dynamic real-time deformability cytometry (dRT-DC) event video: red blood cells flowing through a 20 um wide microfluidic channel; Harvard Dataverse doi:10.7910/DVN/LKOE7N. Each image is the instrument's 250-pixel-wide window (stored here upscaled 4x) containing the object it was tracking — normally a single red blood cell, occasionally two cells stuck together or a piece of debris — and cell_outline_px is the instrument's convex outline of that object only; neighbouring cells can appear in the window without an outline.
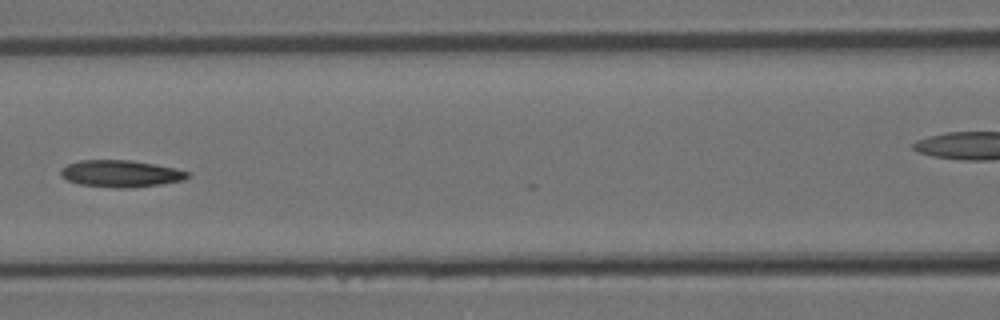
{"species": "Egyptian fruit bat (a non-hibernating species)", "species_latin": "Rousettus aegyptiacus", "temperature_condition": "room temperature", "stored_images_in_passage": 8, "camera_frame_rate_fps": 3000, "um_per_image_px": 0.085, "animal": {"sex": "female"}, "frame": {"image": 1, "passage_image": 5, "time_ms": 1.333, "image_size_px": [1000, 320], "cell_outline_px": [[192, 176], [184, 180], [164, 184], [128, 188], [116, 188], [80, 184], [68, 180], [60, 176], [60, 168], [68, 164], [80, 160], [132, 160], [156, 164], [176, 168], [188, 172]], "centroid_in_image_um": [10.3, 14.76], "position_along_channel_um": 156.3, "area_um2": 20.11}}